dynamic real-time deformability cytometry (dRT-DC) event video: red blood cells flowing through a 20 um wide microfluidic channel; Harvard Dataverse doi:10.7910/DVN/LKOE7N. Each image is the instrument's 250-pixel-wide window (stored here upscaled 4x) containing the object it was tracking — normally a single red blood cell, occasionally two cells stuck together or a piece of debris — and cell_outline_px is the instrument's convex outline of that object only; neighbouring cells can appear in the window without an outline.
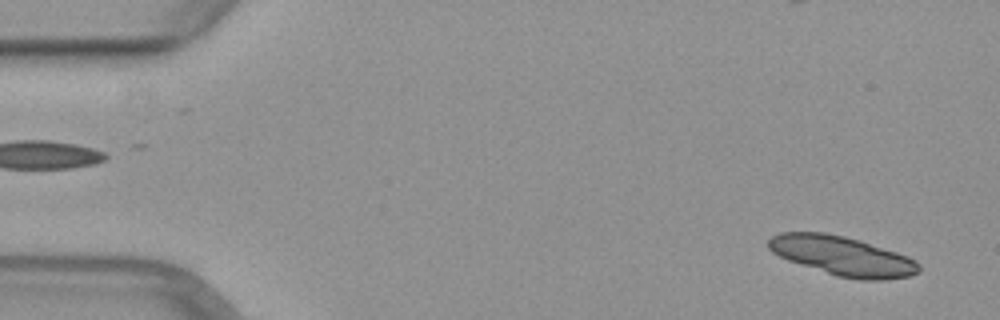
{"species": "common noctule bat (a hibernating species)", "species_latin": "Nyctalus noctula", "temperature_condition": "warm", "stored_images_in_passage": 8, "camera_frame_rate_fps": 3000, "um_per_image_px": 0.085, "animal": {"sex": "female", "body_mass_g": 29.2, "forearm_length_mm": 56.3}, "frame": {"image": 1, "passage_image": 1, "time_ms": 0.0, "image_size_px": [1000, 320], "cell_outline_px": [[920, 272], [908, 276], [884, 280], [860, 280], [836, 276], [788, 260], [772, 252], [768, 248], [768, 240], [772, 236], [780, 232], [824, 232], [844, 236], [860, 240], [908, 256], [916, 260], [920, 264]], "centroid_in_image_um": [71.61, 21.76], "position_along_channel_um": 13.4, "area_um2": 34.51}}